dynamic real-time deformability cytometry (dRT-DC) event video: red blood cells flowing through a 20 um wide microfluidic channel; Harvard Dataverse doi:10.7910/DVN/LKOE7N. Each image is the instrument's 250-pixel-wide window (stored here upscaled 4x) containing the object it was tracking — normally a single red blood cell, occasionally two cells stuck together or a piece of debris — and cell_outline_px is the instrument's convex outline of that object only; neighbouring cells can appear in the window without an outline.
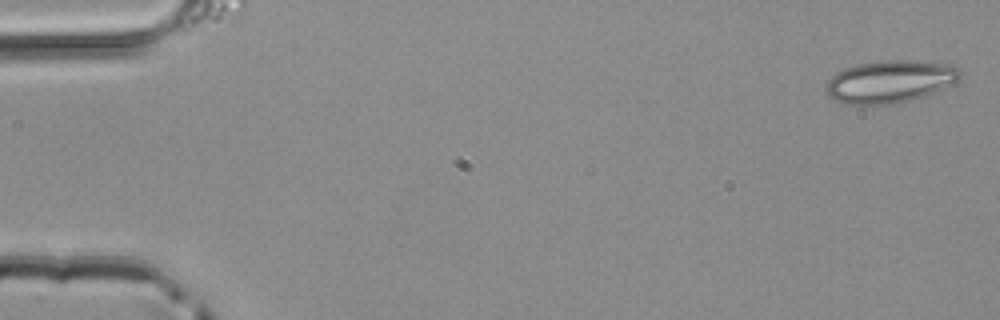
{"species": "common noctule bat (a hibernating species)", "species_latin": "Nyctalus noctula", "temperature_condition": "room temperature", "stored_images_in_passage": 49, "camera_frame_rate_fps": 3000, "um_per_image_px": 0.085, "animal": {"sex": "male", "body_mass_g": 20.4}, "frame": {"image": 1, "passage_image": 1, "time_ms": 0.0, "image_size_px": [1000, 320], "cell_outline_px": [[960, 76], [956, 80], [924, 96], [892, 104], [848, 104], [836, 100], [828, 96], [824, 92], [824, 88], [828, 80], [836, 72], [844, 68], [856, 64], [884, 60], [916, 60], [952, 64], [960, 68]], "centroid_in_image_um": [75.59, 6.91], "position_along_channel_um": 9.4, "area_um2": 33.06}}
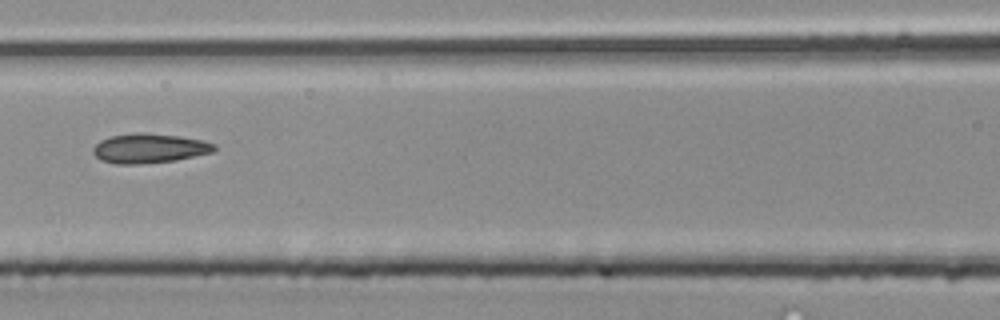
{"frame": {"image": 2, "passage_image": 22, "time_ms": 7.0, "image_size_px": [1000, 320], "cell_outline_px": [[216, 148], [212, 152], [176, 160], [140, 164], [116, 164], [100, 160], [92, 152], [92, 148], [100, 140], [108, 136], [136, 132], [144, 132], [180, 136], [200, 140], [216, 144]], "centroid_in_image_um": [12.64, 12.6], "position_along_channel_um": 154.0, "area_um2": 20.98}}
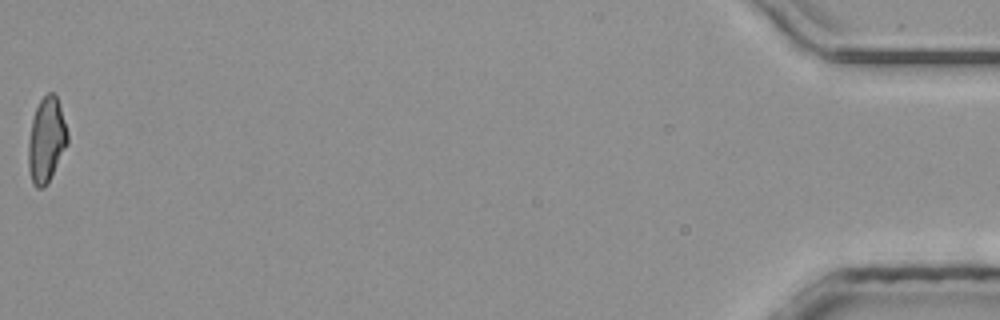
{"frame": {"image": 3, "passage_image": 49, "time_ms": 16.0, "image_size_px": [1000, 320], "cell_outline_px": [[68, 144], [44, 188], [36, 188], [32, 184], [28, 168], [28, 140], [32, 116], [40, 100], [48, 92], [52, 92], [56, 96], [68, 132]], "centroid_in_image_um": [3.92, 11.91], "position_along_channel_um": 431.3, "area_um2": 19.36}}